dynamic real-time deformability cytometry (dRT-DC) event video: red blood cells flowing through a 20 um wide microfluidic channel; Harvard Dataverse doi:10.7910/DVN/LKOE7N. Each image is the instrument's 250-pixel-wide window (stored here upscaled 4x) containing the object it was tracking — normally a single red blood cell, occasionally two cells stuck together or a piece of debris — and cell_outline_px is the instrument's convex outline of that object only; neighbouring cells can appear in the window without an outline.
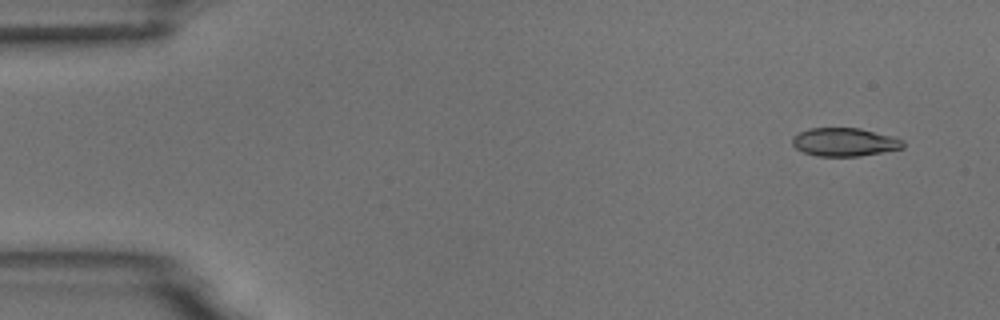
{"species": "common noctule bat (a hibernating species)", "species_latin": "Nyctalus noctula", "temperature_condition": "room temperature", "stored_images_in_passage": 5, "camera_frame_rate_fps": 3000, "um_per_image_px": 0.085, "animal": {"sex": "male", "body_mass_g": 18.8}, "frame": {"image": 1, "passage_image": 2, "time_ms": 1.0, "image_size_px": [1000, 320], "cell_outline_px": [[904, 148], [860, 156], [816, 156], [804, 152], [796, 148], [792, 144], [792, 140], [800, 132], [808, 128], [860, 128], [892, 136], [904, 140]], "centroid_in_image_um": [71.81, 12.08], "position_along_channel_um": 13.2, "area_um2": 18.21}}